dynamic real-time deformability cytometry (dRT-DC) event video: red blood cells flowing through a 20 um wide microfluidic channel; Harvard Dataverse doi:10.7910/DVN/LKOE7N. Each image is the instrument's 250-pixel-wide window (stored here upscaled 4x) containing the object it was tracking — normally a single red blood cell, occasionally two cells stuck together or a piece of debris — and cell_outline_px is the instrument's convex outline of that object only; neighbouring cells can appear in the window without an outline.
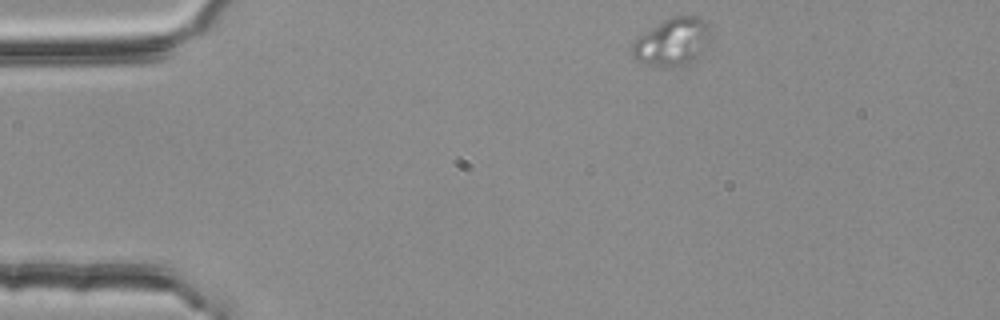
{"species": "common noctule bat (a hibernating species)", "species_latin": "Nyctalus noctula", "temperature_condition": "room temperature", "stored_images_in_passage": 47, "camera_frame_rate_fps": 3000, "um_per_image_px": 0.085, "animal": {"sex": "female", "body_mass_g": 25.1}, "frame": {"image": 1, "passage_image": 1, "time_ms": 0.0, "image_size_px": [1000, 320], "cell_outline_px": [[712, 36], [708, 48], [704, 52], [692, 60], [684, 64], [664, 68], [660, 68], [636, 60], [632, 56], [632, 44], [644, 32], [664, 20], [672, 16], [696, 16], [708, 24]], "centroid_in_image_um": [57.19, 3.57], "position_along_channel_um": 27.8, "area_um2": 21.91}}